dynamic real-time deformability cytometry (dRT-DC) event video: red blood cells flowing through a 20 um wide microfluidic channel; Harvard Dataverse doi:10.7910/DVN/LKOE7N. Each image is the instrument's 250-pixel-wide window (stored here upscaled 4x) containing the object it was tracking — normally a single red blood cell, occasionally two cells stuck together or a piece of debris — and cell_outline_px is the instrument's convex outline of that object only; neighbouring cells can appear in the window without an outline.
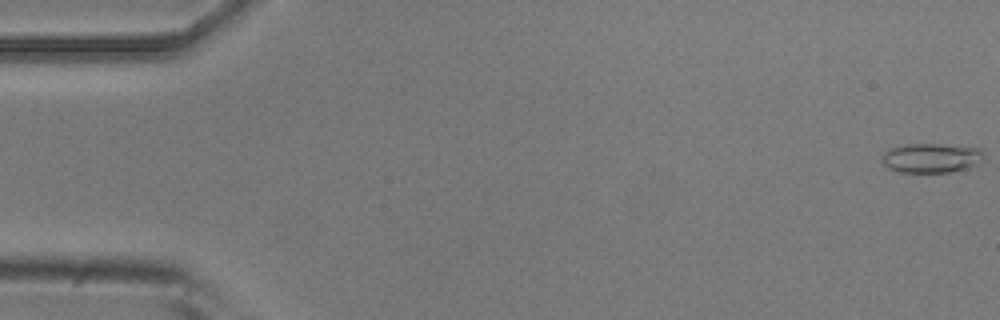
{"species": "common noctule bat (a hibernating species)", "species_latin": "Nyctalus noctula", "temperature_condition": "room temperature", "stored_images_in_passage": 6, "camera_frame_rate_fps": 3000, "um_per_image_px": 0.085, "animal": {"sex": "male", "body_mass_g": 20.5, "forearm_length_mm": 52.5}, "frame": {"image": 1, "passage_image": 1, "time_ms": 0.0, "image_size_px": [1000, 320], "cell_outline_px": [[984, 156], [976, 164], [964, 168], [948, 172], [896, 172], [888, 168], [884, 164], [884, 152], [888, 148], [904, 144], [940, 144], [980, 148], [984, 152]], "centroid_in_image_um": [79.13, 13.41], "position_along_channel_um": 5.9, "area_um2": 17.34}}
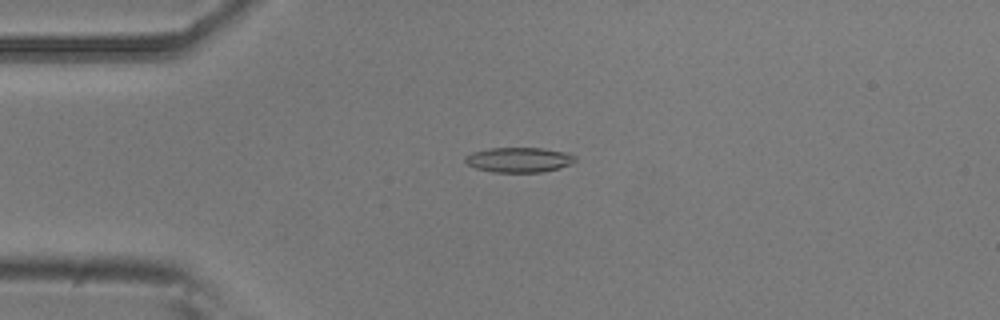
{"frame": {"image": 2, "passage_image": 4, "time_ms": 1.0, "image_size_px": [1000, 320], "cell_outline_px": [[576, 160], [572, 164], [560, 168], [540, 172], [492, 172], [476, 168], [468, 164], [464, 160], [464, 156], [472, 152], [488, 148], [544, 148], [568, 152], [576, 156]], "centroid_in_image_um": [44.14, 13.57], "position_along_channel_um": 40.9, "area_um2": 16.18}}
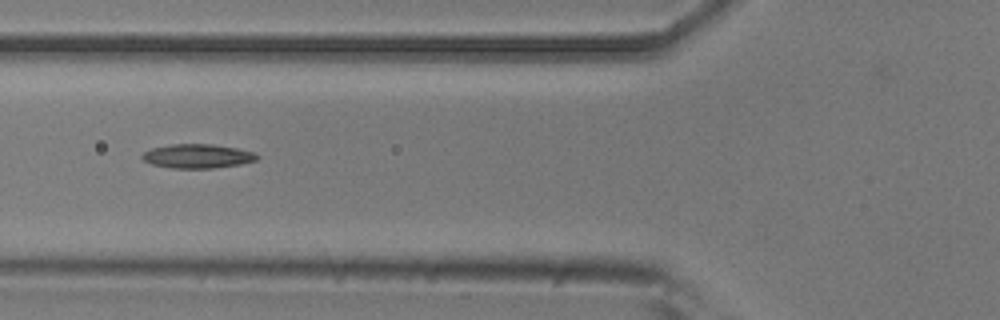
{"frame": {"image": 3, "passage_image": 6, "time_ms": 1.667, "image_size_px": [1000, 320], "cell_outline_px": [[260, 156], [256, 160], [240, 164], [212, 168], [172, 168], [152, 164], [144, 160], [140, 156], [144, 152], [152, 148], [172, 144], [212, 144], [236, 148], [252, 152]], "centroid_in_image_um": [16.77, 13.27], "position_along_channel_um": 109.0, "area_um2": 15.95}}